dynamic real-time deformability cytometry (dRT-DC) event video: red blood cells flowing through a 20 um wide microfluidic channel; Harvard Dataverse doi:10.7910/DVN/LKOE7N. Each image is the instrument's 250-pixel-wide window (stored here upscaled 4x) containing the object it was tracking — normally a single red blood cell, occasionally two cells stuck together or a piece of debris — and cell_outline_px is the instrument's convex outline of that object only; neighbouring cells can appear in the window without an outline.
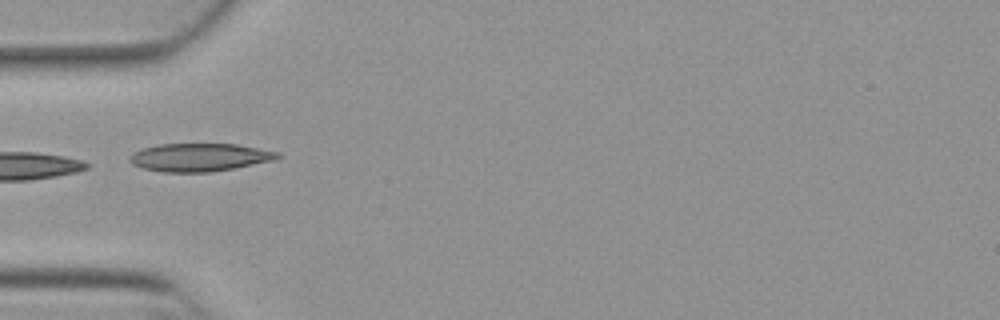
{"species": "Egyptian fruit bat (a non-hibernating species)", "species_latin": "Rousettus aegyptiacus", "temperature_condition": "warm", "stored_images_in_passage": 9, "camera_frame_rate_fps": 3000, "um_per_image_px": 0.085, "animal": {"sex": "female"}, "frame": {"image": 1, "passage_image": 1, "time_ms": 0.0, "image_size_px": [1000, 320], "cell_outline_px": [[284, 156], [276, 160], [236, 168], [212, 172], [164, 172], [140, 168], [132, 164], [128, 160], [128, 156], [132, 152], [144, 148], [160, 144], [236, 144], [280, 152]], "centroid_in_image_um": [16.99, 13.38], "position_along_channel_um": 68.0, "area_um2": 24.51}}